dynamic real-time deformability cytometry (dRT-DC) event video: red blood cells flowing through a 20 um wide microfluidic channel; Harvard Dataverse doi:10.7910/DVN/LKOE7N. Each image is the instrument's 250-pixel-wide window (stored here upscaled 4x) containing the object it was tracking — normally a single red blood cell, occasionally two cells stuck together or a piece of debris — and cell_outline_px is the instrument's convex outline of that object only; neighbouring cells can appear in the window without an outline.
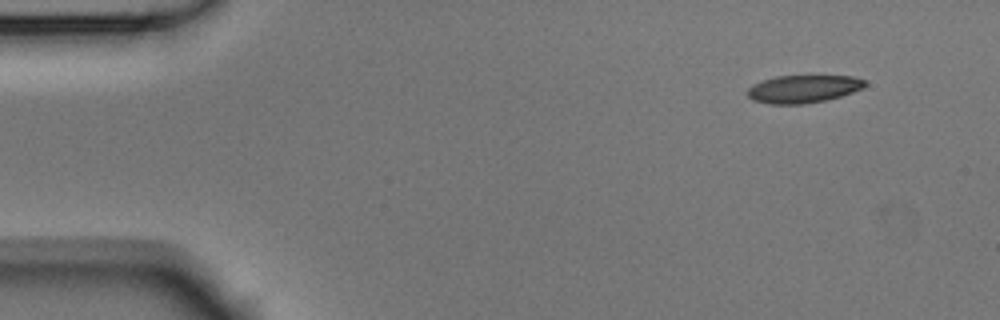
{"species": "Egyptian fruit bat (a non-hibernating species)", "species_latin": "Rousettus aegyptiacus", "temperature_condition": "room temperature", "stored_images_in_passage": 49, "camera_frame_rate_fps": 3000, "um_per_image_px": 0.085, "animal": {"sex": "male"}, "frame": {"image": 1, "passage_image": 1, "time_ms": 0.0, "image_size_px": [1000, 320], "cell_outline_px": [[868, 84], [864, 88], [840, 96], [824, 100], [804, 104], [772, 104], [752, 100], [748, 96], [748, 88], [752, 84], [776, 76], [852, 76], [864, 80]], "centroid_in_image_um": [68.28, 7.56], "position_along_channel_um": 16.7, "area_um2": 18.9}}
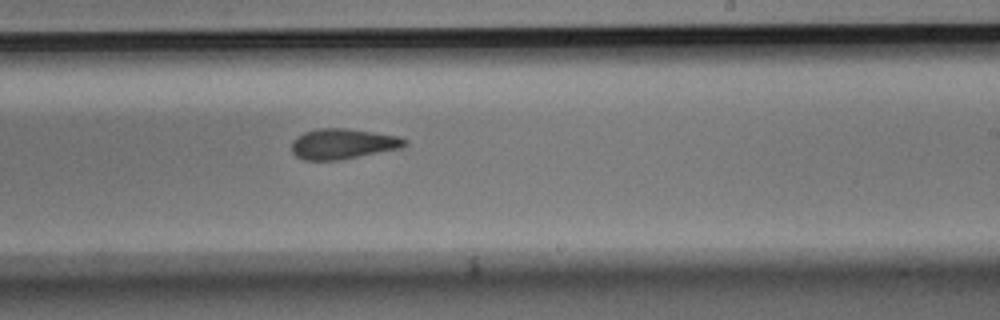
{"frame": {"image": 2, "passage_image": 28, "time_ms": 9.0, "image_size_px": [1000, 320], "cell_outline_px": [[408, 144], [400, 148], [336, 160], [304, 160], [296, 156], [292, 152], [292, 140], [296, 136], [304, 132], [316, 128], [344, 128], [376, 132], [400, 136], [408, 140]], "centroid_in_image_um": [29.13, 12.21], "position_along_channel_um": 259.9, "area_um2": 20.06}}
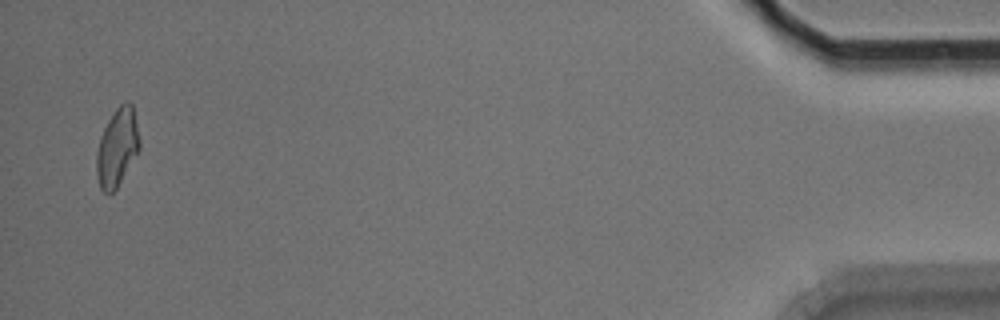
{"frame": {"image": 3, "passage_image": 48, "time_ms": 15.667, "image_size_px": [1000, 320], "cell_outline_px": [[140, 148], [116, 188], [108, 196], [100, 188], [96, 172], [96, 152], [100, 136], [108, 120], [116, 108], [120, 104], [128, 100], [132, 104], [140, 140]], "centroid_in_image_um": [9.94, 12.52], "position_along_channel_um": 425.3, "area_um2": 19.42}, "authors_computed_cell_mechanics": {"area_um2": 20.1144, "velocity_mm_per_s": 3.771, "shape_relaxation_time_tau1_ms": null, "shape_relaxation_time_tau2_ms": 2.1155, "deformation_change_tau1": null, "deformation_change_tau2": 0.0757}}